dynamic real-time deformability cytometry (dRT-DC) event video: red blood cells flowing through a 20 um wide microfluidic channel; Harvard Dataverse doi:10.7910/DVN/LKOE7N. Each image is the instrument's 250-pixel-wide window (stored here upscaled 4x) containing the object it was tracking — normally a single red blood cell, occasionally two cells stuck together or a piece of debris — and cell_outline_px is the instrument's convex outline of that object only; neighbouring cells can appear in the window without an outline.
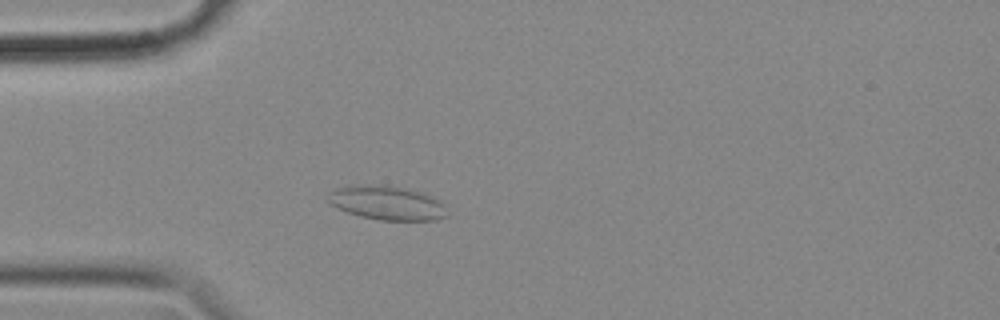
{"species": "common noctule bat (a hibernating species)", "species_latin": "Nyctalus noctula", "temperature_condition": "cold", "stored_images_in_passage": 56, "camera_frame_rate_fps": 3000, "um_per_image_px": 0.085, "animal": {"sex": "female", "body_mass_g": 18.4}, "frame": {"image": 1, "passage_image": 15, "time_ms": 4.667, "image_size_px": [1000, 320], "cell_outline_px": [[448, 216], [436, 220], [380, 220], [360, 216], [336, 208], [328, 200], [332, 192], [336, 188], [380, 184], [396, 184], [424, 192], [440, 200], [444, 204]], "centroid_in_image_um": [33.0, 17.24], "position_along_channel_um": 52.0, "area_um2": 23.81}}
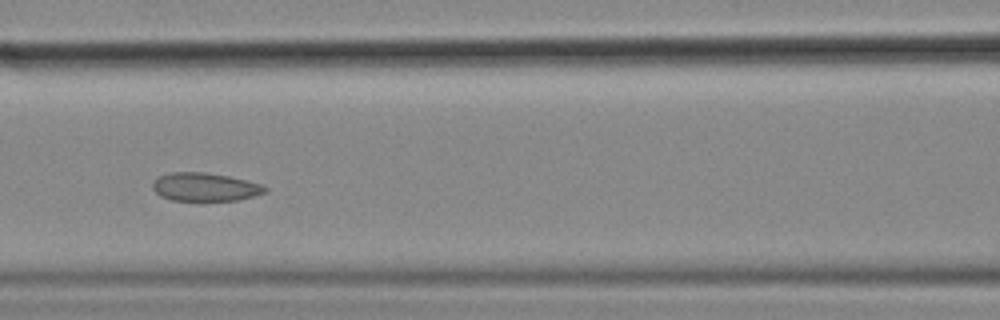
{"frame": {"image": 2, "passage_image": 24, "time_ms": 7.667, "image_size_px": [1000, 320], "cell_outline_px": [[268, 192], [236, 200], [172, 200], [160, 196], [152, 188], [152, 180], [168, 172], [204, 172], [228, 176], [260, 184], [268, 188]], "centroid_in_image_um": [17.38, 15.88], "position_along_channel_um": 149.2, "area_um2": 18.44}}
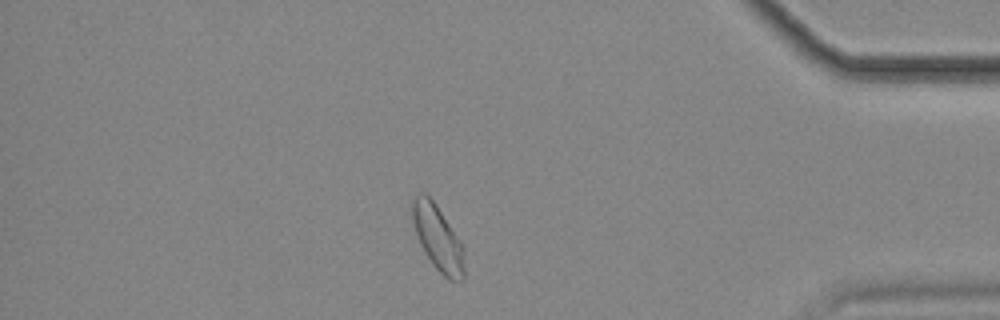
{"frame": {"image": 3, "passage_image": 48, "time_ms": 15.667, "image_size_px": [1000, 320], "cell_outline_px": [[464, 280], [448, 280], [432, 264], [424, 252], [416, 236], [408, 208], [412, 196], [420, 192], [424, 192], [436, 204], [460, 240], [464, 248]], "centroid_in_image_um": [37.16, 20.17], "position_along_channel_um": 398.0, "area_um2": 20.35}, "authors_computed_cell_mechanics": {"area_um2": 19.941, "velocity_mm_per_s": 3.5433, "shape_relaxation_time_tau1_ms": null, "shape_relaxation_time_tau2_ms": 2.4845, "deformation_change_tau1": null, "deformation_change_tau2": 0.0718}}